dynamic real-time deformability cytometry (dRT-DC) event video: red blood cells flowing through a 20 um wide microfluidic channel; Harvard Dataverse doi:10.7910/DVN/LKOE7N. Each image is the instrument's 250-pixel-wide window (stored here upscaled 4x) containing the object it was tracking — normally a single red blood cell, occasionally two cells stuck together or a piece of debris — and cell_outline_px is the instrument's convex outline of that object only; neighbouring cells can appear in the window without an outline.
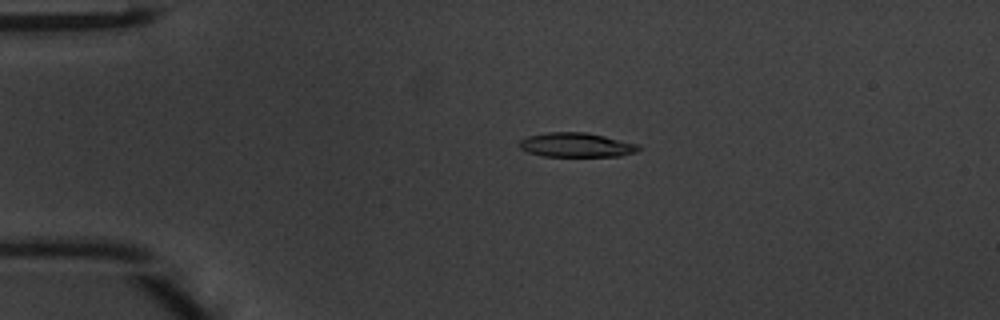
{"species": "common noctule bat (a hibernating species)", "species_latin": "Nyctalus noctula", "temperature_condition": "warm", "stored_images_in_passage": 47, "camera_frame_rate_fps": 3000, "um_per_image_px": 0.085, "animal": {"sex": "male", "body_mass_g": 20.1, "forearm_length_mm": 53.5}, "frame": {"image": 1, "passage_image": 10, "time_ms": 3.0, "image_size_px": [1000, 320], "cell_outline_px": [[640, 148], [636, 152], [620, 156], [544, 156], [528, 152], [520, 148], [516, 144], [520, 140], [528, 136], [548, 132], [584, 132], [604, 136], [640, 144]], "centroid_in_image_um": [48.98, 12.32], "position_along_channel_um": 36.0, "area_um2": 16.94}}
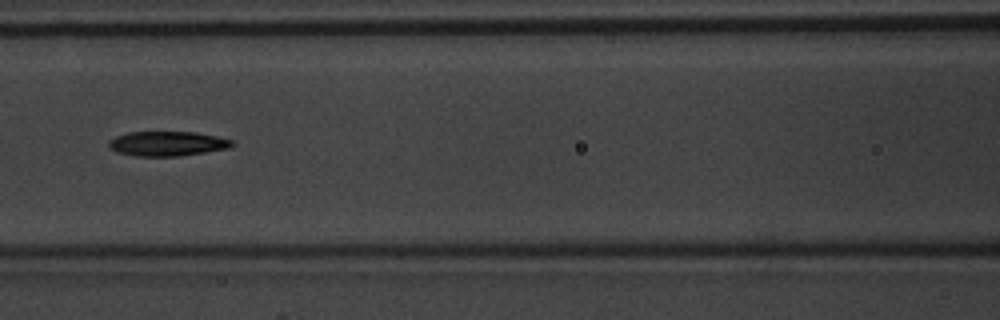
{"frame": {"image": 2, "passage_image": 21, "time_ms": 6.667, "image_size_px": [1000, 320], "cell_outline_px": [[236, 144], [232, 148], [180, 156], [136, 156], [116, 152], [108, 144], [108, 140], [116, 136], [128, 132], [196, 132], [216, 136], [232, 140]], "centroid_in_image_um": [14.26, 12.21], "position_along_channel_um": 152.3, "area_um2": 17.86}}
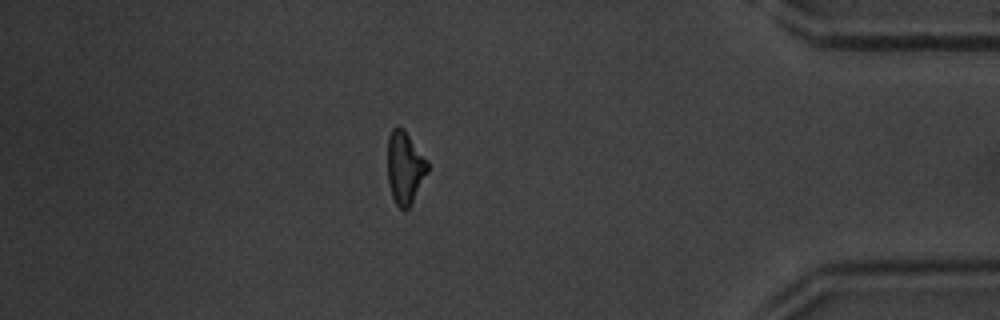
{"frame": {"image": 3, "passage_image": 41, "time_ms": 13.333, "image_size_px": [1000, 320], "cell_outline_px": [[428, 172], [408, 208], [404, 212], [396, 204], [392, 196], [388, 184], [388, 136], [392, 128], [396, 124], [404, 128], [428, 160]], "centroid_in_image_um": [34.41, 14.2], "position_along_channel_um": 400.8, "area_um2": 17.11}, "authors_computed_cell_mechanics": {"area_um2": 17.34, "velocity_mm_per_s": 4.2618, "shape_relaxation_time_tau1_ms": 3.098, "shape_relaxation_time_tau2_ms": 10.2685, "deformation_change_tau1": 0.1739, "deformation_change_tau2": 0.2576}}